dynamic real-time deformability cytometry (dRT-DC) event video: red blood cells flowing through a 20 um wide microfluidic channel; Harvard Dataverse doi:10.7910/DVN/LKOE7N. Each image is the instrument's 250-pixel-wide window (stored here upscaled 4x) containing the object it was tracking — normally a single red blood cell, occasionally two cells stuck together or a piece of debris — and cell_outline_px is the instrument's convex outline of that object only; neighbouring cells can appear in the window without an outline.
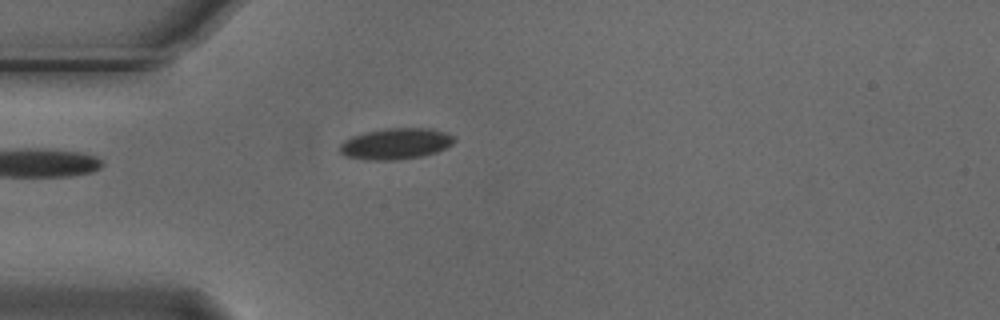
{"species": "Egyptian fruit bat (a non-hibernating species)", "species_latin": "Rousettus aegyptiacus", "temperature_condition": "cold", "stored_images_in_passage": 6, "camera_frame_rate_fps": 3000, "um_per_image_px": 0.085, "animal": {"sex": "male"}, "frame": {"image": 1, "passage_image": 5, "time_ms": 1.333, "image_size_px": [1000, 320], "cell_outline_px": [[456, 140], [452, 144], [436, 152], [424, 156], [396, 160], [364, 160], [344, 156], [340, 152], [340, 144], [344, 140], [352, 136], [384, 128], [432, 128], [456, 136]], "centroid_in_image_um": [33.65, 12.22], "position_along_channel_um": 51.4, "area_um2": 20.92}}